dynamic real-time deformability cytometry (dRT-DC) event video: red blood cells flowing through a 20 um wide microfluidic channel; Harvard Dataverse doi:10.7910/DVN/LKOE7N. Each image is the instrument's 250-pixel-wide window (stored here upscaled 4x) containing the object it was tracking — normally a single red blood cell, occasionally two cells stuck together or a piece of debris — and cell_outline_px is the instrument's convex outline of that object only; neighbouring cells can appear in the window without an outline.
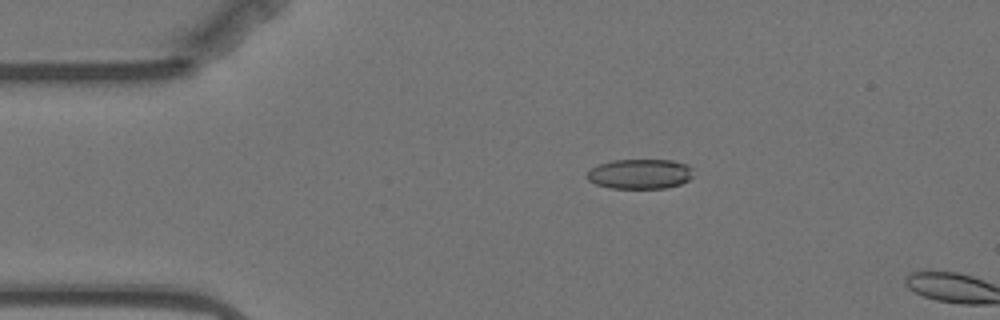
{"species": "Egyptian fruit bat (a non-hibernating species)", "species_latin": "Rousettus aegyptiacus", "temperature_condition": "warm", "stored_images_in_passage": 13, "camera_frame_rate_fps": 3000, "um_per_image_px": 0.085, "animal": {"sex": "female"}, "frame": {"image": 1, "passage_image": 10, "time_ms": 3.0, "image_size_px": [1000, 320], "cell_outline_px": [[692, 176], [688, 180], [680, 184], [664, 188], [608, 188], [596, 184], [588, 180], [584, 176], [592, 168], [600, 164], [612, 160], [672, 160], [684, 164], [692, 168]], "centroid_in_image_um": [54.36, 14.79], "position_along_channel_um": 30.6, "area_um2": 18.44}}